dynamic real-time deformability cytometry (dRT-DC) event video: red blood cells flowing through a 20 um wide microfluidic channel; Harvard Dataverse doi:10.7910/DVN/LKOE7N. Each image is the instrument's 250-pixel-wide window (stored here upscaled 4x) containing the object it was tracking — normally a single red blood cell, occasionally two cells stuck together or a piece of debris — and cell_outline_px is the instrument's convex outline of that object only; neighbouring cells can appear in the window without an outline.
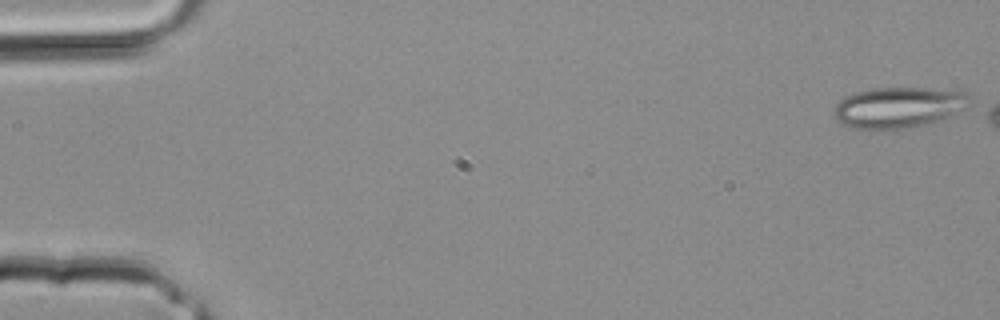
{"species": "common noctule bat (a hibernating species)", "species_latin": "Nyctalus noctula", "temperature_condition": "room temperature", "stored_images_in_passage": 5, "camera_frame_rate_fps": 3000, "um_per_image_px": 0.085, "animal": {"sex": "male", "body_mass_g": 20.4}, "frame": {"image": 1, "passage_image": 1, "time_ms": 0.0, "image_size_px": [1000, 320], "cell_outline_px": [[968, 96], [964, 108], [944, 120], [904, 128], [852, 128], [840, 124], [836, 120], [832, 108], [844, 96], [856, 92], [872, 88], [928, 88], [968, 92]], "centroid_in_image_um": [76.31, 9.12], "position_along_channel_um": 8.7, "area_um2": 32.08}}